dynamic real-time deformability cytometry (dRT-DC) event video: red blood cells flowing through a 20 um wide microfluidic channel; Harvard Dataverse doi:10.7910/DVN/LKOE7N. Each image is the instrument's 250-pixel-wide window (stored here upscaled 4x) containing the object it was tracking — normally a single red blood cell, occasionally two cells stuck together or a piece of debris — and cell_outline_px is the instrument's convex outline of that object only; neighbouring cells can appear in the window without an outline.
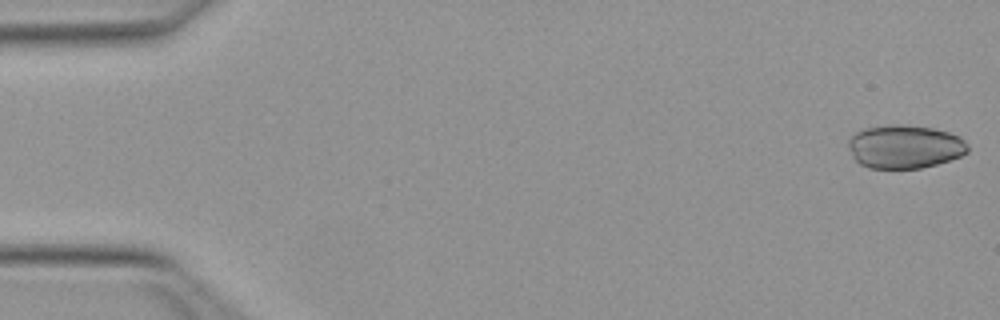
{"species": "Egyptian fruit bat (a non-hibernating species)", "species_latin": "Rousettus aegyptiacus", "temperature_condition": "warm", "stored_images_in_passage": 44, "camera_frame_rate_fps": 3000, "um_per_image_px": 0.085, "animal": {"sex": "female"}, "frame": {"image": 1, "passage_image": 1, "time_ms": 0.0, "image_size_px": [1000, 320], "cell_outline_px": [[968, 152], [960, 156], [936, 164], [920, 168], [868, 168], [860, 164], [852, 156], [848, 144], [848, 140], [856, 132], [864, 128], [896, 124], [904, 124], [932, 128], [948, 132], [960, 136], [968, 144]], "centroid_in_image_um": [76.9, 12.46], "position_along_channel_um": 8.1, "area_um2": 30.23}}
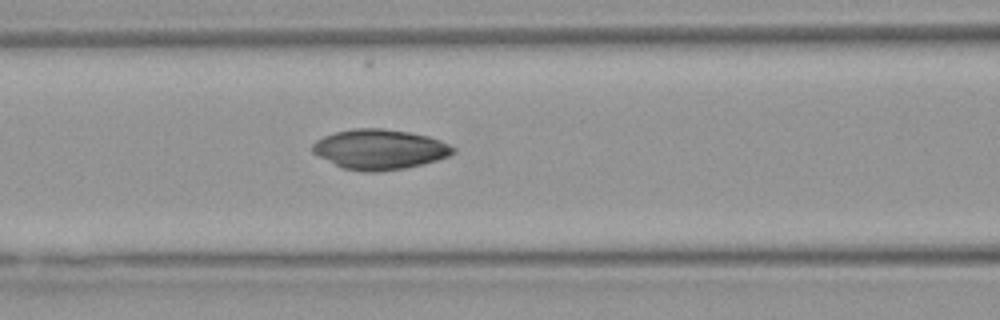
{"frame": {"image": 2, "passage_image": 21, "time_ms": 6.667, "image_size_px": [1000, 320], "cell_outline_px": [[456, 152], [448, 156], [424, 164], [404, 168], [380, 172], [364, 172], [340, 168], [312, 152], [312, 144], [316, 140], [324, 136], [336, 132], [352, 128], [380, 128], [408, 132], [428, 136], [440, 140], [456, 148]], "centroid_in_image_um": [32.26, 12.7], "position_along_channel_um": 134.3, "area_um2": 32.95}}
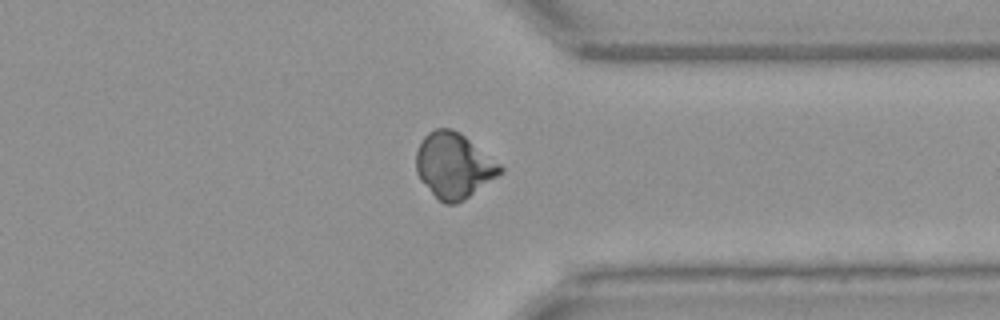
{"frame": {"image": 3, "passage_image": 39, "time_ms": 12.667, "image_size_px": [1000, 320], "cell_outline_px": [[504, 172], [464, 200], [456, 204], [444, 204], [420, 180], [416, 172], [416, 152], [424, 136], [428, 132], [436, 128], [452, 128], [460, 132], [500, 164], [504, 168]], "centroid_in_image_um": [38.58, 14.07], "position_along_channel_um": 372.8, "area_um2": 31.91}}